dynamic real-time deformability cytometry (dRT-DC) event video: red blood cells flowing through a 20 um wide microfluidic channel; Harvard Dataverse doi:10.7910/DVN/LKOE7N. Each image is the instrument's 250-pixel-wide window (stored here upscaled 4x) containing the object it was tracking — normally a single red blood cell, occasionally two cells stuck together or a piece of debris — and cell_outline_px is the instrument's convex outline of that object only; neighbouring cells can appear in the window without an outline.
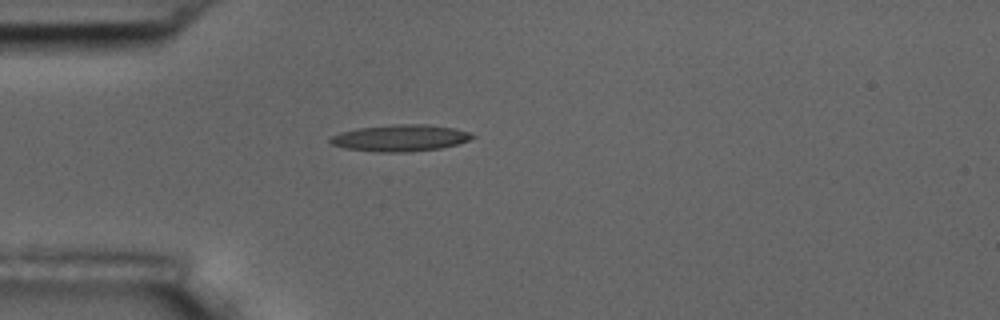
{"species": "common noctule bat (a hibernating species)", "species_latin": "Nyctalus noctula", "temperature_condition": "room temperature", "stored_images_in_passage": 1, "camera_frame_rate_fps": 3000, "um_per_image_px": 0.085, "animal": {"sex": "male", "body_mass_g": 17.5, "forearm_length_mm": 52.3}, "frame": {"image": 1, "passage_image": 1, "time_ms": 0.0, "image_size_px": [1000, 320], "cell_outline_px": [[476, 136], [468, 140], [456, 144], [440, 148], [404, 152], [380, 152], [344, 148], [332, 144], [328, 140], [332, 136], [340, 132], [356, 128], [396, 124], [424, 124], [456, 128], [468, 132]], "centroid_in_image_um": [34.0, 11.72], "position_along_channel_um": 51.0, "area_um2": 21.91}}